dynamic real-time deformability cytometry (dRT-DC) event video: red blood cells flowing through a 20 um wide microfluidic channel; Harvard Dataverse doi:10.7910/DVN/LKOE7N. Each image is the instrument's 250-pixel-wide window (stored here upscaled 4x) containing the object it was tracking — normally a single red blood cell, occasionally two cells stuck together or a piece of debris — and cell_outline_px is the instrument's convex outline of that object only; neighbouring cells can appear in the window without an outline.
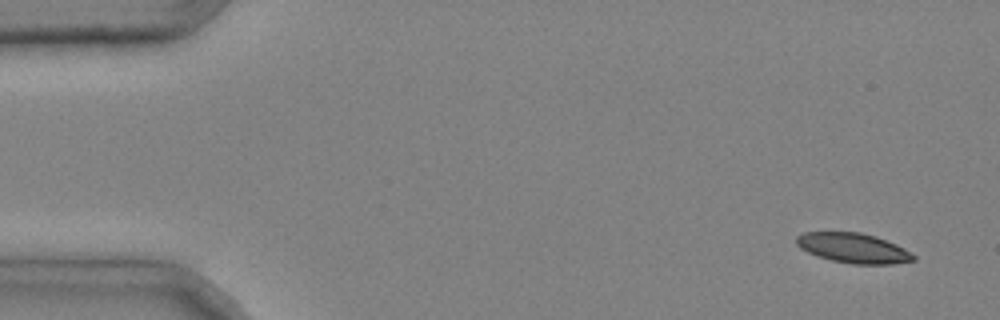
{"species": "common noctule bat (a hibernating species)", "species_latin": "Nyctalus noctula", "temperature_condition": "cold", "stored_images_in_passage": 4, "camera_frame_rate_fps": 3000, "um_per_image_px": 0.085, "animal": {"sex": "male", "body_mass_g": 20.4}, "frame": {"image": 1, "passage_image": 1, "time_ms": 0.0, "image_size_px": [1000, 320], "cell_outline_px": [[916, 260], [892, 264], [852, 264], [832, 260], [808, 252], [800, 248], [796, 244], [796, 236], [804, 232], [860, 232], [876, 236], [896, 244], [904, 248], [916, 256]], "centroid_in_image_um": [72.55, 21.08], "position_along_channel_um": 12.5, "area_um2": 20.35}}